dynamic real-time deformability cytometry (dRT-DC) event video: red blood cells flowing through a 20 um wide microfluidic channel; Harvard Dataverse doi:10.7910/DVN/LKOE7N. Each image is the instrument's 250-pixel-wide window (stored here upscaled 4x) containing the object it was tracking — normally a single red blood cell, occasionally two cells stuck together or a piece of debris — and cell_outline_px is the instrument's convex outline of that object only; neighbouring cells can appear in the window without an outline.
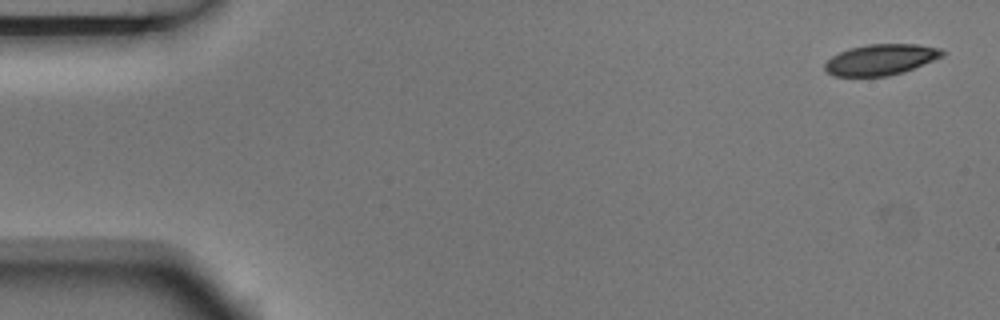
{"species": "Egyptian fruit bat (a non-hibernating species)", "species_latin": "Rousettus aegyptiacus", "temperature_condition": "room temperature", "stored_images_in_passage": 5, "camera_frame_rate_fps": 3000, "um_per_image_px": 0.085, "animal": {"sex": "male"}, "frame": {"image": 1, "passage_image": 1, "time_ms": 0.0, "image_size_px": [1000, 320], "cell_outline_px": [[948, 52], [944, 56], [904, 72], [888, 76], [832, 76], [824, 68], [824, 64], [832, 56], [848, 48], [868, 44], [916, 44], [940, 48]], "centroid_in_image_um": [74.89, 5.06], "position_along_channel_um": 10.1, "area_um2": 21.27}}
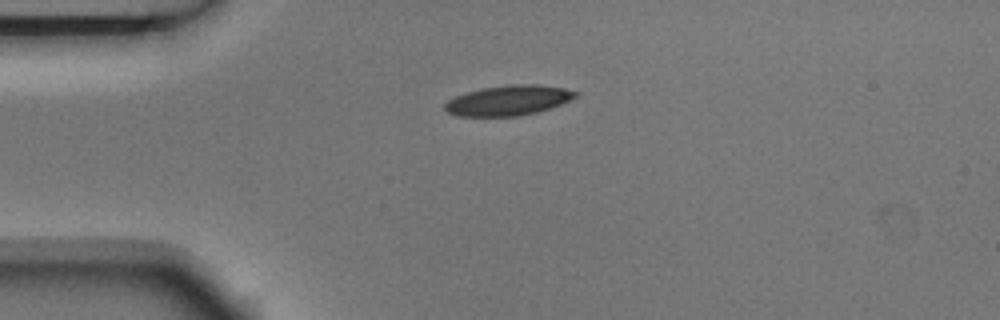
{"frame": {"image": 2, "passage_image": 4, "time_ms": 1.0, "image_size_px": [1000, 320], "cell_outline_px": [[580, 92], [576, 96], [560, 104], [536, 112], [520, 116], [460, 116], [448, 112], [444, 108], [444, 104], [448, 100], [456, 96], [480, 88], [512, 84], [536, 84], [564, 88]], "centroid_in_image_um": [43.2, 8.53], "position_along_channel_um": 41.8, "area_um2": 22.72}}